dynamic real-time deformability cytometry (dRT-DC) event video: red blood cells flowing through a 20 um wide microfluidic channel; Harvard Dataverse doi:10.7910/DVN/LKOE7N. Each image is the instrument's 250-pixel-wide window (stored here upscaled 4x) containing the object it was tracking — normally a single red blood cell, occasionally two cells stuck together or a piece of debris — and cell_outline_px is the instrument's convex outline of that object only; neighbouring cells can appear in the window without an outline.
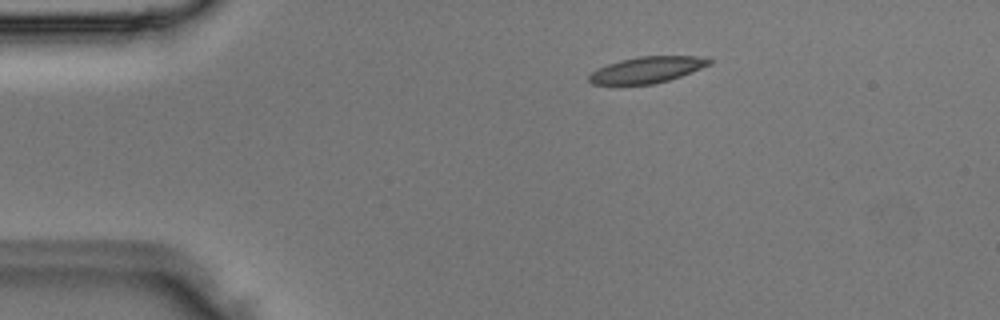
{"species": "Egyptian fruit bat (a non-hibernating species)", "species_latin": "Rousettus aegyptiacus", "temperature_condition": "room temperature", "stored_images_in_passage": 3, "segment_of_instrument_passage": [1, 2], "camera_frame_rate_fps": 3000, "um_per_image_px": 0.085, "animal": {"sex": "male"}, "frame": {"image": 1, "passage_image": 1, "time_ms": 0.0, "image_size_px": [1000, 320], "cell_outline_px": [[712, 64], [692, 72], [668, 80], [652, 84], [592, 84], [588, 80], [588, 76], [596, 68], [620, 60], [640, 56], [696, 56], [712, 60]], "centroid_in_image_um": [54.98, 5.93], "position_along_channel_um": 30.0, "area_um2": 18.26}}